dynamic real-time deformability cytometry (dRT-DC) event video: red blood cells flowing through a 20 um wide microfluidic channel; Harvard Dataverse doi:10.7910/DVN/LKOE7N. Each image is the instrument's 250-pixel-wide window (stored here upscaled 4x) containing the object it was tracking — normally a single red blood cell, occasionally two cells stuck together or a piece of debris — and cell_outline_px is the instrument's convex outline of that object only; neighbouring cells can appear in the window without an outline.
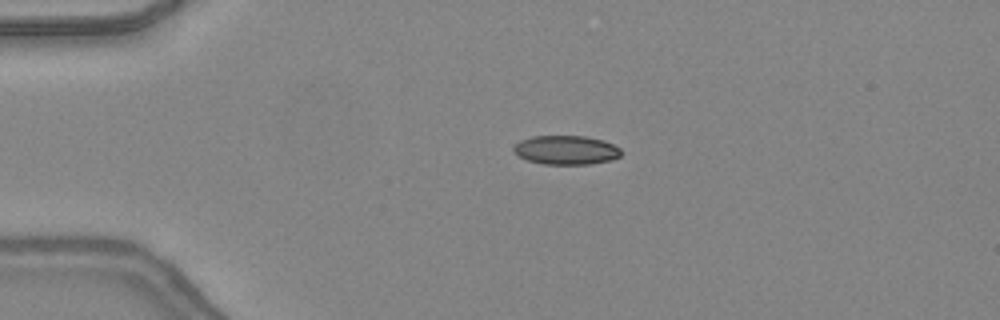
{"species": "common noctule bat (a hibernating species)", "species_latin": "Nyctalus noctula", "temperature_condition": "warm", "stored_images_in_passage": 38, "camera_frame_rate_fps": 3000, "um_per_image_px": 0.085, "animal": {"sex": "female", "body_mass_g": 24.6, "forearm_length_mm": 56.2}, "frame": {"image": 1, "passage_image": 2, "time_ms": 0.333, "image_size_px": [1000, 320], "cell_outline_px": [[624, 152], [620, 156], [612, 160], [588, 164], [544, 164], [528, 160], [512, 152], [512, 148], [520, 140], [532, 136], [584, 136], [604, 140], [620, 148]], "centroid_in_image_um": [48.13, 12.75], "position_along_channel_um": 36.9, "area_um2": 18.26}}
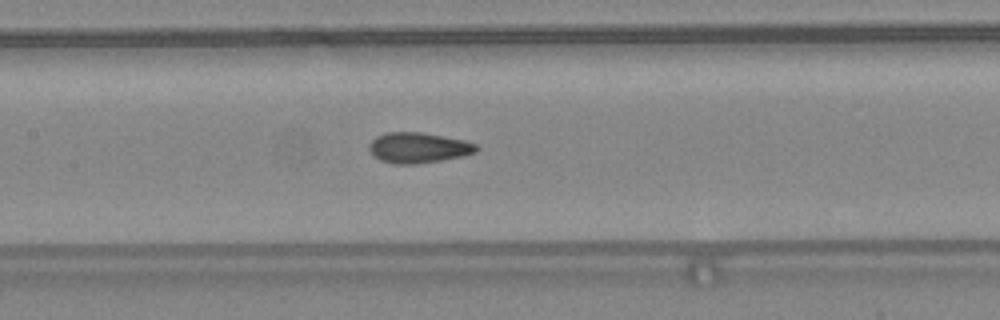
{"frame": {"image": 2, "passage_image": 14, "time_ms": 4.333, "image_size_px": [1000, 320], "cell_outline_px": [[480, 148], [476, 152], [460, 156], [440, 160], [416, 164], [392, 164], [380, 160], [368, 148], [368, 144], [376, 136], [384, 132], [420, 132], [464, 140], [476, 144]], "centroid_in_image_um": [35.53, 12.55], "position_along_channel_um": 171.9, "area_um2": 18.96}}
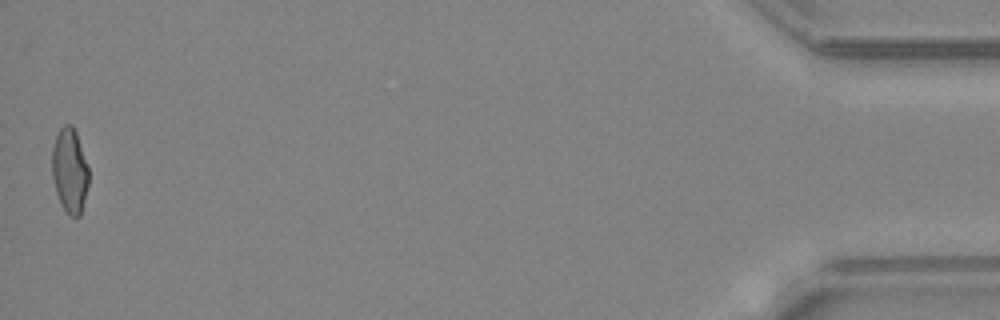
{"frame": {"image": 3, "passage_image": 38, "time_ms": 12.333, "image_size_px": [1000, 320], "cell_outline_px": [[88, 184], [80, 216], [76, 220], [68, 216], [56, 192], [52, 176], [52, 148], [56, 136], [60, 128], [64, 124], [72, 124], [76, 132], [88, 168]], "centroid_in_image_um": [5.92, 14.52], "position_along_channel_um": 429.3, "area_um2": 18.03}, "authors_computed_cell_mechanics": {"area_um2": 18.496, "velocity_mm_per_s": 4.4048, "shape_relaxation_time_tau1_ms": null, "shape_relaxation_time_tau2_ms": 0.9212, "deformation_change_tau1": null, "deformation_change_tau2": 0.0673}}